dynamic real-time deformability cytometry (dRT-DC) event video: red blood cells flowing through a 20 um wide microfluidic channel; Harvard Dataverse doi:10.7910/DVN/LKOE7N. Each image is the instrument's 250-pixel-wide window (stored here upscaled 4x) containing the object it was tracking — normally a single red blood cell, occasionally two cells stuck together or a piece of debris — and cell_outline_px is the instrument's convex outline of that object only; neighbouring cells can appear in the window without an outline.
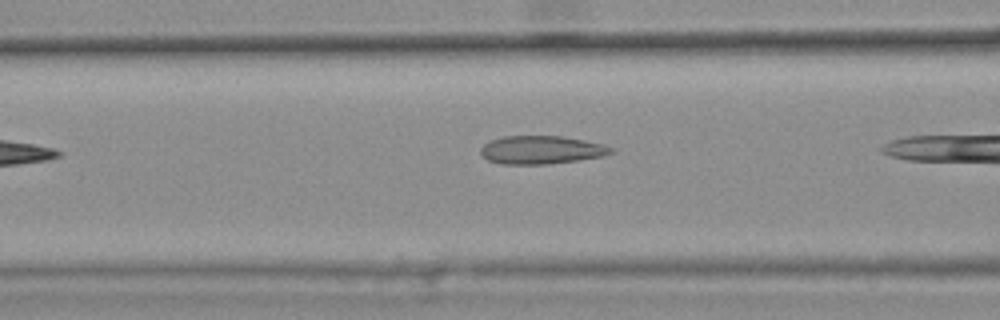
{"species": "common noctule bat (a hibernating species)", "species_latin": "Nyctalus noctula", "temperature_condition": "warm", "stored_images_in_passage": 6, "camera_frame_rate_fps": 3000, "um_per_image_px": 0.085, "animal": {"sex": "female", "body_mass_g": 25.1}, "frame": {"image": 1, "passage_image": 5, "time_ms": 1.333, "image_size_px": [1000, 320], "cell_outline_px": [[616, 148], [612, 152], [604, 156], [580, 160], [548, 164], [500, 164], [488, 160], [480, 152], [480, 148], [484, 144], [492, 140], [504, 136], [564, 136], [604, 144]], "centroid_in_image_um": [46.05, 12.74], "position_along_channel_um": 120.5, "area_um2": 21.56}}